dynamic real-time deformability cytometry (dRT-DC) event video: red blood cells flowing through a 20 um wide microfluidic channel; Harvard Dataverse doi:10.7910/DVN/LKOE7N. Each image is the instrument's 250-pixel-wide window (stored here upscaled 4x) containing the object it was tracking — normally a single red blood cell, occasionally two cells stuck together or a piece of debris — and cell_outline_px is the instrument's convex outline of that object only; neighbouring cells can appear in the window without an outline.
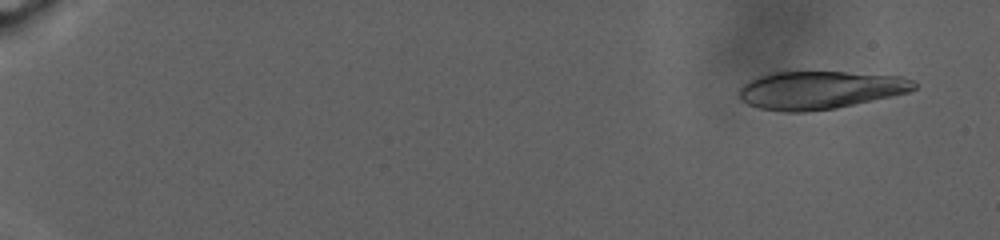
{"species": "human", "species_latin": "Homo sapiens", "temperature_condition": "warm", "stored_images_in_passage": 49, "camera_frame_rate_fps": 3000, "um_per_image_px": 0.085, "donor": {"sex": "male"}, "frame": {"image": 1, "passage_image": 1, "time_ms": 0.0, "image_size_px": [1000, 240], "cell_outline_px": [[916, 88], [908, 92], [892, 96], [836, 108], [804, 112], [784, 112], [760, 108], [748, 104], [740, 100], [740, 88], [744, 84], [760, 76], [772, 72], [844, 72], [900, 76], [912, 80], [916, 84]], "centroid_in_image_um": [69.7, 7.66], "position_along_channel_um": 15.3, "area_um2": 38.44}}
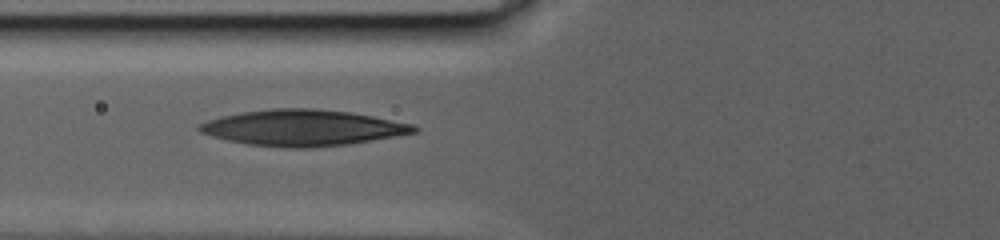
{"frame": {"image": 2, "passage_image": 36, "time_ms": 11.667, "image_size_px": [1000, 240], "cell_outline_px": [[420, 128], [416, 132], [372, 140], [348, 144], [316, 148], [288, 148], [248, 144], [228, 140], [212, 136], [200, 132], [196, 128], [200, 124], [208, 120], [220, 116], [240, 112], [268, 108], [312, 108], [352, 112], [412, 124]], "centroid_in_image_um": [25.7, 10.86], "position_along_channel_um": 100.1, "area_um2": 45.14}}
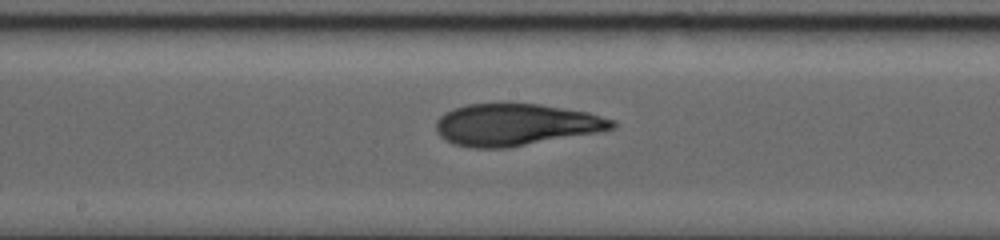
{"frame": {"image": 3, "passage_image": 49, "time_ms": 16.0, "image_size_px": [1000, 240], "cell_outline_px": [[616, 128], [600, 132], [508, 148], [472, 148], [452, 144], [444, 140], [436, 132], [436, 120], [444, 112], [452, 108], [468, 104], [540, 104], [588, 112], [616, 120]], "centroid_in_image_um": [43.84, 10.61], "position_along_channel_um": 204.4, "area_um2": 43.41}}